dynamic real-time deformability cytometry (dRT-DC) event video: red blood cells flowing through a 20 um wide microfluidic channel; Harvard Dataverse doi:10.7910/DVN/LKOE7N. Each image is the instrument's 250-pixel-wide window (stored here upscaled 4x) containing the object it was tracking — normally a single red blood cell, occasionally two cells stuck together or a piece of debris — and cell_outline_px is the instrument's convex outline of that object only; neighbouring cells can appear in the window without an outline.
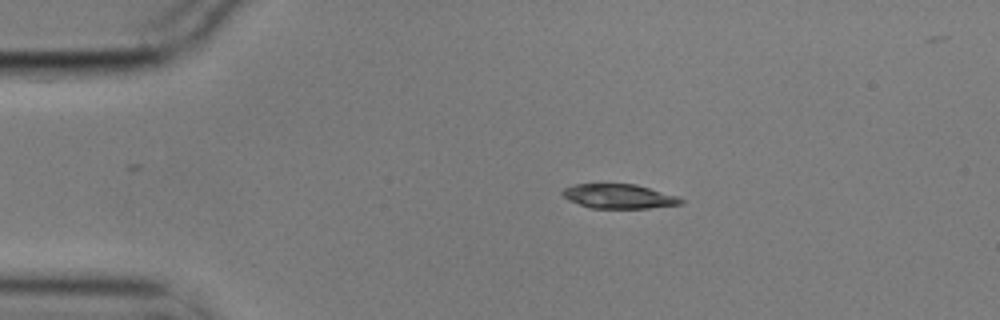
{"species": "common noctule bat (a hibernating species)", "species_latin": "Nyctalus noctula", "temperature_condition": "cold", "stored_images_in_passage": 3, "segment_of_instrument_passage": [1, 2], "camera_frame_rate_fps": 3000, "um_per_image_px": 0.085, "animal": {"sex": "male", "body_mass_g": 17.9}, "frame": {"image": 1, "passage_image": 1, "time_ms": 0.0, "image_size_px": [1000, 320], "cell_outline_px": [[684, 204], [648, 208], [592, 208], [568, 200], [560, 192], [564, 188], [576, 184], [636, 184], [676, 196], [684, 200]], "centroid_in_image_um": [52.61, 16.69], "position_along_channel_um": 32.4, "area_um2": 16.7}}